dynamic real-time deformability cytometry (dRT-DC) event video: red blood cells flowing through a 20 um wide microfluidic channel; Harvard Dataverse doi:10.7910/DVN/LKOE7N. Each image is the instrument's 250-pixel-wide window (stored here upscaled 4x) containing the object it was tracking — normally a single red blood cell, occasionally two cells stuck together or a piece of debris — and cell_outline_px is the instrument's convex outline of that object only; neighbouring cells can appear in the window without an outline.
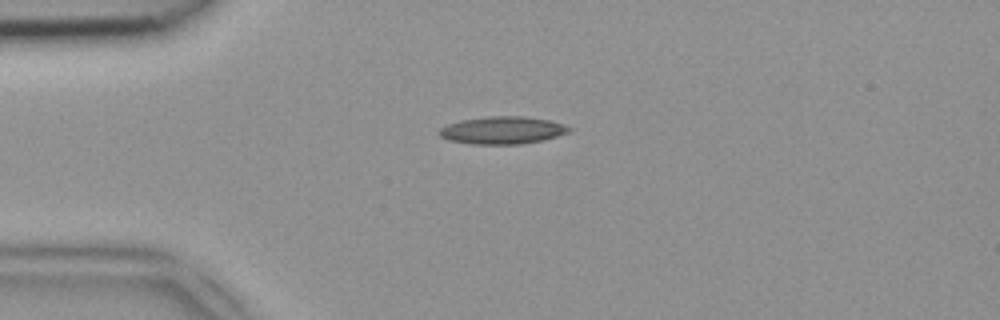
{"species": "common noctule bat (a hibernating species)", "species_latin": "Nyctalus noctula", "temperature_condition": "room temperature", "stored_images_in_passage": 38, "camera_frame_rate_fps": 3000, "um_per_image_px": 0.085, "animal": {"sex": "female", "body_mass_g": 18.4}, "frame": {"image": 1, "passage_image": 1, "time_ms": 0.0, "image_size_px": [1000, 320], "cell_outline_px": [[572, 128], [568, 132], [544, 140], [524, 144], [472, 144], [448, 140], [440, 136], [436, 132], [440, 128], [448, 124], [460, 120], [488, 116], [524, 116], [548, 120], [564, 124]], "centroid_in_image_um": [42.68, 11.07], "position_along_channel_um": 42.3, "area_um2": 20.92}}
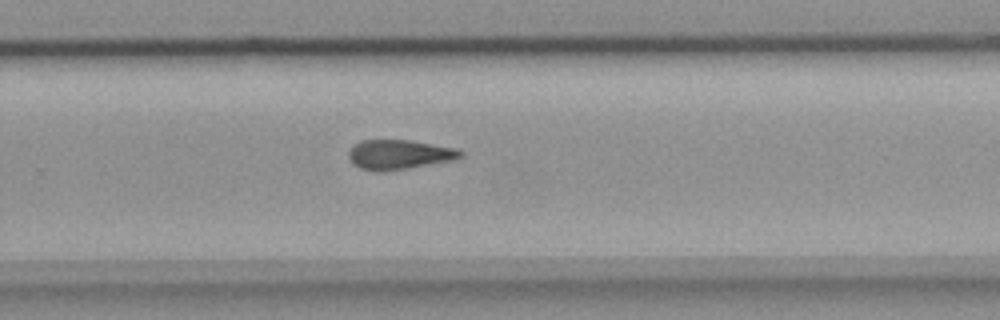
{"frame": {"image": 2, "passage_image": 21, "time_ms": 6.667, "image_size_px": [1000, 320], "cell_outline_px": [[464, 156], [452, 160], [408, 168], [360, 168], [352, 164], [348, 156], [348, 152], [360, 140], [408, 140], [460, 148], [464, 152]], "centroid_in_image_um": [34.01, 13.09], "position_along_channel_um": 295.8, "area_um2": 18.67}}
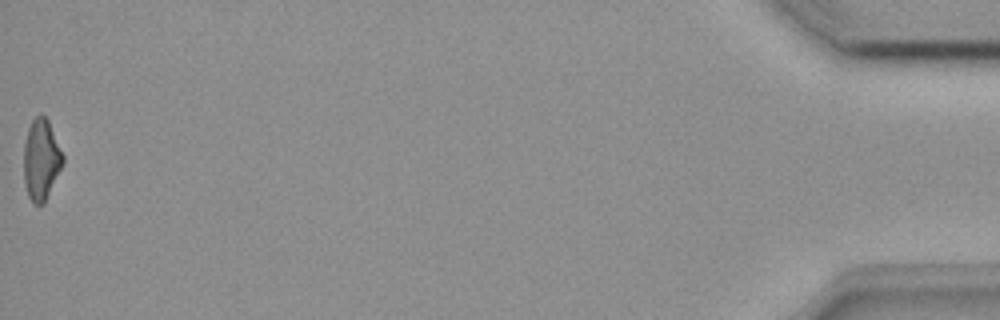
{"frame": {"image": 3, "passage_image": 38, "time_ms": 12.333, "image_size_px": [1000, 320], "cell_outline_px": [[64, 164], [44, 204], [32, 204], [28, 196], [24, 184], [24, 144], [28, 128], [32, 120], [40, 112], [48, 120], [64, 156]], "centroid_in_image_um": [3.5, 13.59], "position_along_channel_um": 431.7, "area_um2": 18.67}}